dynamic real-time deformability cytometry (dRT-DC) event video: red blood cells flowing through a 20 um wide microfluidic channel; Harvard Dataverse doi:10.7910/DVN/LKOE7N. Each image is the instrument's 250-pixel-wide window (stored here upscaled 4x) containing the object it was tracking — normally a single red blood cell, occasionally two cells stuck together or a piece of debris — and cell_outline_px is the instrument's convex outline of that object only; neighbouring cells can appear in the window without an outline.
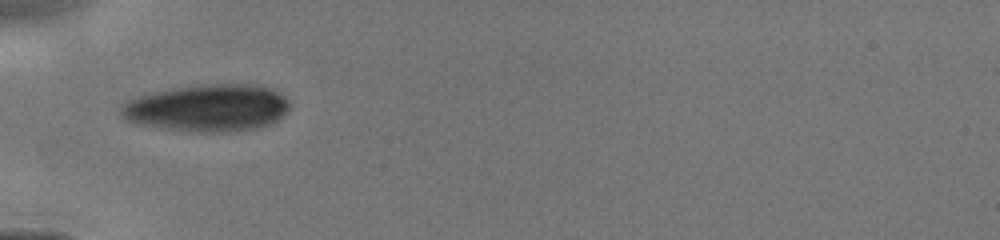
{"species": "human", "species_latin": "Homo sapiens", "temperature_condition": "cold", "stored_images_in_passage": 15, "camera_frame_rate_fps": 3000, "um_per_image_px": 0.085, "donor": {"sex": "male"}, "frame": {"image": 1, "passage_image": 1, "time_ms": 0.0, "image_size_px": [1000, 240], "cell_outline_px": [[288, 112], [276, 120], [268, 124], [256, 128], [228, 132], [188, 132], [160, 128], [128, 120], [124, 116], [120, 108], [128, 100], [152, 92], [192, 84], [252, 84], [268, 88], [284, 96], [288, 100]], "centroid_in_image_um": [17.66, 9.17], "position_along_channel_um": 67.3, "area_um2": 46.18}}
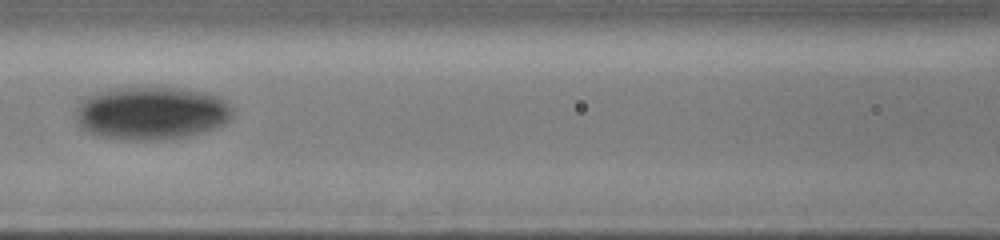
{"frame": {"image": 2, "passage_image": 11, "time_ms": 2.0, "image_size_px": [1000, 240], "cell_outline_px": [[232, 116], [224, 124], [216, 128], [204, 132], [188, 136], [164, 140], [140, 140], [96, 136], [88, 132], [76, 120], [76, 108], [84, 100], [96, 92], [104, 88], [152, 84], [184, 88], [208, 92], [220, 96], [232, 108]], "centroid_in_image_um": [12.9, 9.56], "position_along_channel_um": 153.7, "area_um2": 49.88}}
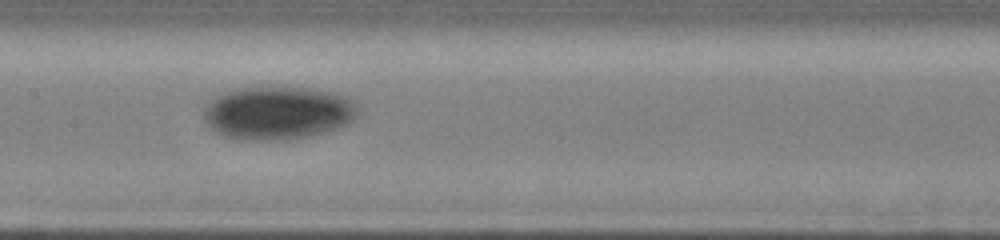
{"frame": {"image": 3, "passage_image": 14, "time_ms": 2.667, "image_size_px": [1000, 240], "cell_outline_px": [[356, 116], [352, 120], [344, 124], [320, 132], [304, 136], [256, 140], [248, 140], [224, 136], [216, 132], [204, 120], [204, 108], [212, 96], [236, 88], [312, 88], [336, 92], [348, 96], [356, 104]], "centroid_in_image_um": [23.56, 9.55], "position_along_channel_um": 183.8, "area_um2": 46.99}}